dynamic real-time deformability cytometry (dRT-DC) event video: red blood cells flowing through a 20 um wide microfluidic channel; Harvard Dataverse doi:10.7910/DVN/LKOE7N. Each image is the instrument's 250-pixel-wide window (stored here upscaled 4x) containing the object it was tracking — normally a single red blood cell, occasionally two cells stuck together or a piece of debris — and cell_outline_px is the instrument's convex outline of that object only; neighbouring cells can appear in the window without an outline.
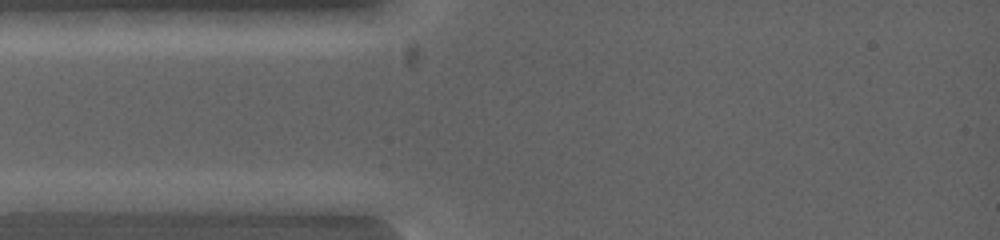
{"species": "common noctule bat (a hibernating species)", "species_latin": "Nyctalus noctula", "temperature_condition": "warm", "stored_images_in_passage": 6, "camera_frame_rate_fps": 5000, "um_per_image_px": 0.085, "animal": {"sex": "female", "body_mass_g": 19.0, "forearm_length_mm": 53.3}, "frame": {"image": 1, "passage_image": 1, "time_ms": 0.0, "image_size_px": [1000, 240], "cell_outline_px": [[308, 200], [300, 216], [296, 216], [176, 208], [164, 200], [196, 192], [288, 192]], "centroid_in_image_um": [20.64, 17.21], "position_along_channel_um": 64.4, "area_um2": 18.5}}